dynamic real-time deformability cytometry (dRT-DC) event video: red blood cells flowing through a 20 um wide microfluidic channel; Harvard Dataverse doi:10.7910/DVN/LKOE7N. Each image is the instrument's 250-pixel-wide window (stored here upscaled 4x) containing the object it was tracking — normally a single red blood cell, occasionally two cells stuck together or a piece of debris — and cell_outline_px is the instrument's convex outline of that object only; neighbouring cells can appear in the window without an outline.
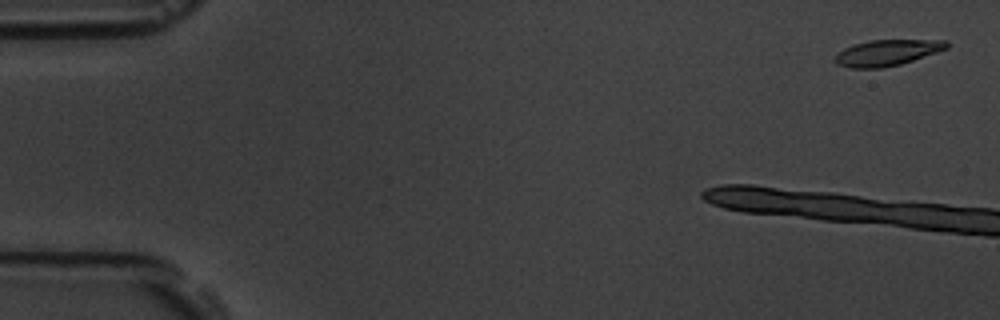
{"species": "common noctule bat (a hibernating species)", "species_latin": "Nyctalus noctula", "temperature_condition": "room temperature", "stored_images_in_passage": 7, "camera_frame_rate_fps": 3000, "um_per_image_px": 0.085, "animal": {"sex": "male", "body_mass_g": 19.5, "forearm_length_mm": 54.6}, "frame": {"image": 1, "passage_image": 1, "time_ms": 0.0, "image_size_px": [1000, 320], "cell_outline_px": [[948, 48], [900, 64], [880, 68], [848, 68], [836, 64], [832, 60], [844, 48], [852, 44], [868, 40], [948, 40]], "centroid_in_image_um": [75.35, 4.48], "position_along_channel_um": 9.7, "area_um2": 16.88}}
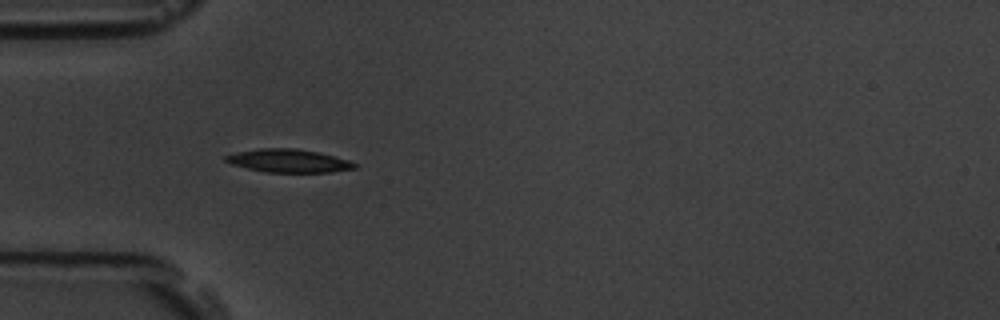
{"frame": {"image": 2, "passage_image": 6, "time_ms": 6.667, "image_size_px": [1000, 320], "cell_outline_px": [[356, 168], [332, 172], [264, 172], [232, 164], [224, 160], [224, 156], [236, 152], [260, 148], [296, 148], [316, 152], [348, 160], [356, 164]], "centroid_in_image_um": [24.5, 13.67], "position_along_channel_um": 60.5, "area_um2": 17.22}}
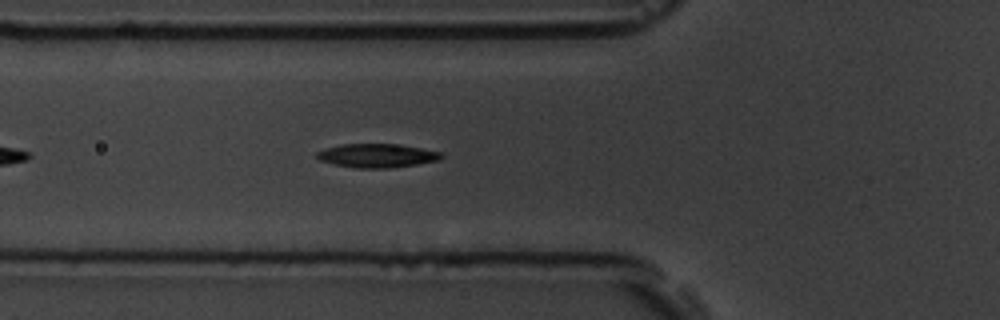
{"frame": {"image": 3, "passage_image": 7, "time_ms": 7.667, "image_size_px": [1000, 320], "cell_outline_px": [[444, 156], [440, 160], [416, 164], [388, 168], [356, 168], [332, 164], [320, 160], [316, 156], [316, 152], [340, 144], [392, 144], [420, 148], [440, 152]], "centroid_in_image_um": [32.02, 13.23], "position_along_channel_um": 93.8, "area_um2": 17.05}}